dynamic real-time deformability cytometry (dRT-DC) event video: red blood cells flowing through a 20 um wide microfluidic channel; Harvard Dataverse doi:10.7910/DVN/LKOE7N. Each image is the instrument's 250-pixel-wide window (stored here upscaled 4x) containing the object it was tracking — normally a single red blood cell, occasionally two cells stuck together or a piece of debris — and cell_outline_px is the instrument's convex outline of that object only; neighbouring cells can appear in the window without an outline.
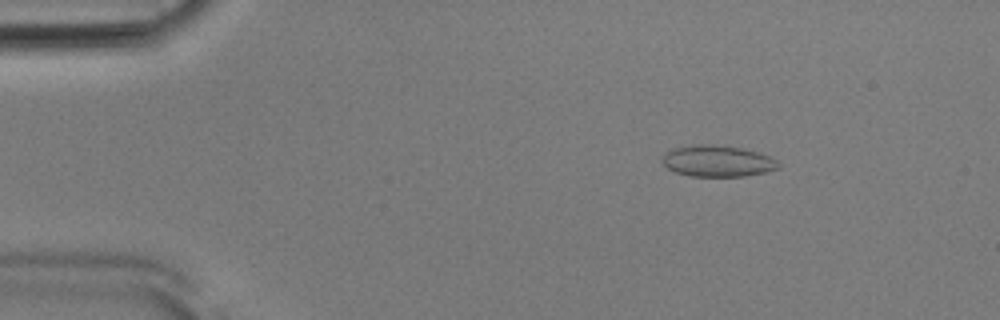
{"species": "Egyptian fruit bat (a non-hibernating species)", "species_latin": "Rousettus aegyptiacus", "temperature_condition": "room temperature", "stored_images_in_passage": 45, "camera_frame_rate_fps": 3000, "um_per_image_px": 0.085, "animal": {"sex": "male"}, "frame": {"image": 1, "passage_image": 1, "time_ms": 0.0, "image_size_px": [1000, 320], "cell_outline_px": [[780, 168], [764, 172], [744, 176], [692, 176], [676, 172], [668, 168], [660, 160], [664, 152], [676, 148], [692, 144], [712, 144], [744, 148], [772, 156], [780, 164]], "centroid_in_image_um": [61.0, 13.67], "position_along_channel_um": 24.0, "area_um2": 21.39}}
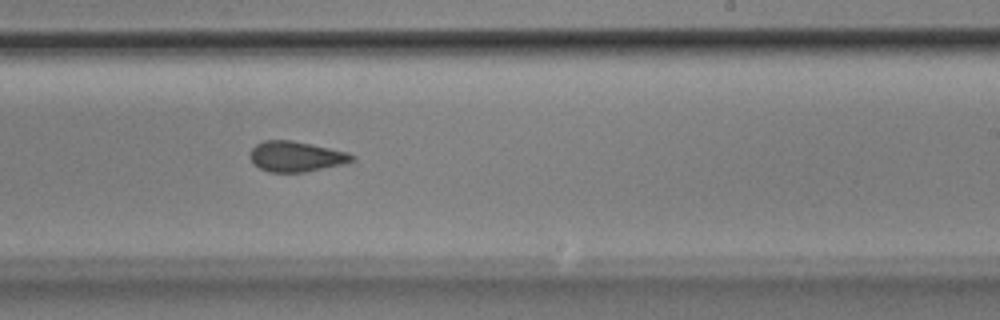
{"frame": {"image": 2, "passage_image": 25, "time_ms": 8.0, "image_size_px": [1000, 320], "cell_outline_px": [[356, 160], [348, 164], [304, 172], [268, 172], [260, 168], [248, 156], [252, 148], [256, 144], [264, 140], [292, 140], [312, 144], [348, 152], [356, 156]], "centroid_in_image_um": [25.22, 13.3], "position_along_channel_um": 263.8, "area_um2": 18.32}}
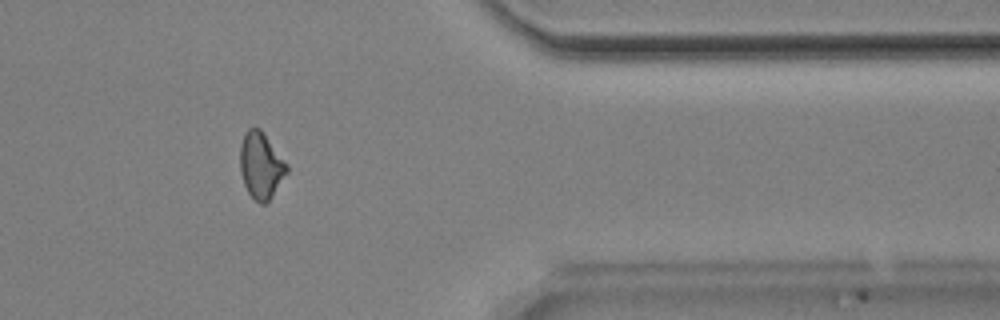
{"frame": {"image": 3, "passage_image": 36, "time_ms": 11.667, "image_size_px": [1000, 320], "cell_outline_px": [[288, 172], [272, 196], [264, 204], [260, 204], [248, 192], [244, 184], [240, 172], [240, 144], [248, 128], [260, 128], [288, 164]], "centroid_in_image_um": [22.18, 14.06], "position_along_channel_um": 389.2, "area_um2": 17.98}, "authors_computed_cell_mechanics": {"area_um2": 18.3226, "velocity_mm_per_s": 3.9068, "shape_relaxation_time_tau1_ms": 10.5213, "shape_relaxation_time_tau2_ms": 2.3859, "deformation_change_tau1": 0.1636, "deformation_change_tau2": 0.0816}}